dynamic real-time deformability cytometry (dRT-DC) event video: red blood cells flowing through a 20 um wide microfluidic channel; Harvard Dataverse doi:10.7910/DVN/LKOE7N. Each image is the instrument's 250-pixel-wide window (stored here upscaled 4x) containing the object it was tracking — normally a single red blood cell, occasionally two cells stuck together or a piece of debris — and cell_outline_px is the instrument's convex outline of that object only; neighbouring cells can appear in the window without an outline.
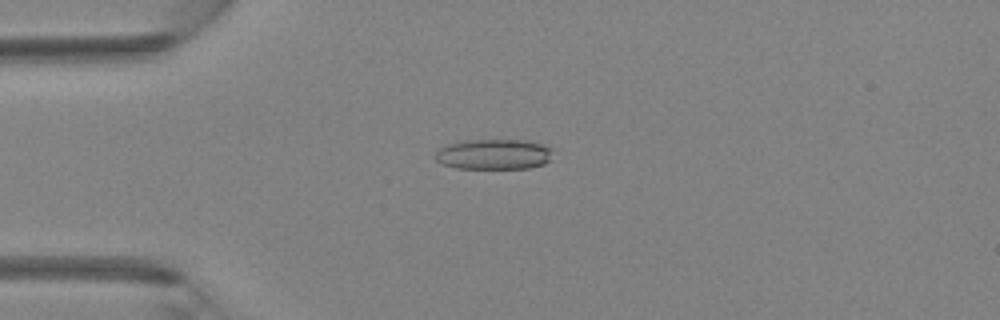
{"species": "Egyptian fruit bat (a non-hibernating species)", "species_latin": "Rousettus aegyptiacus", "temperature_condition": "room temperature", "stored_images_in_passage": 44, "camera_frame_rate_fps": 3000, "um_per_image_px": 0.085, "animal": {"sex": "female"}, "frame": {"image": 1, "passage_image": 11, "time_ms": 3.333, "image_size_px": [1000, 320], "cell_outline_px": [[552, 148], [548, 160], [544, 164], [528, 168], [456, 168], [444, 164], [436, 160], [436, 152], [440, 148], [448, 144], [464, 140], [524, 140], [540, 144]], "centroid_in_image_um": [41.95, 13.11], "position_along_channel_um": 43.0, "area_um2": 20.52}}
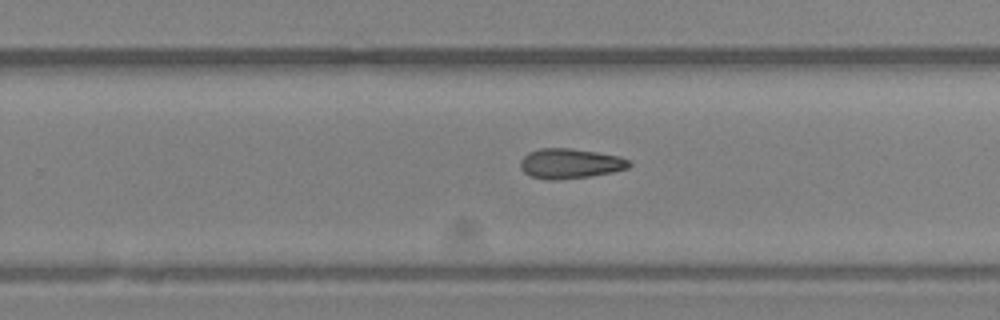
{"frame": {"image": 2, "passage_image": 28, "time_ms": 9.0, "image_size_px": [1000, 320], "cell_outline_px": [[632, 164], [628, 168], [612, 172], [592, 176], [556, 180], [548, 180], [528, 176], [520, 168], [520, 160], [528, 152], [540, 148], [568, 148], [596, 152], [620, 156], [628, 160]], "centroid_in_image_um": [48.43, 13.91], "position_along_channel_um": 281.4, "area_um2": 19.13}}
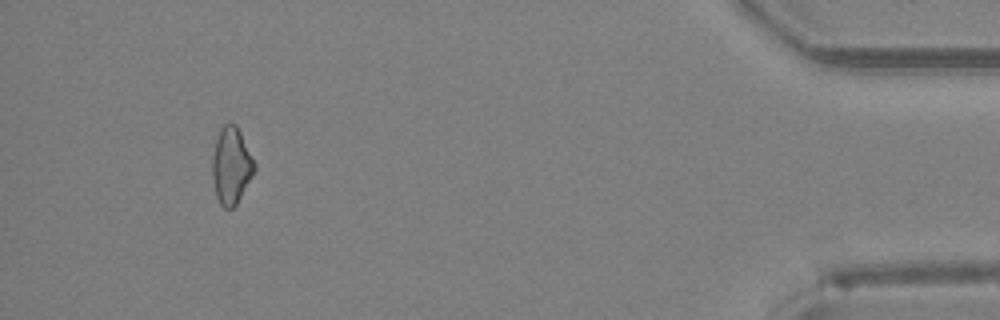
{"frame": {"image": 3, "passage_image": 41, "time_ms": 13.333, "image_size_px": [1000, 320], "cell_outline_px": [[256, 168], [252, 176], [236, 204], [232, 208], [224, 208], [220, 204], [216, 196], [212, 176], [212, 160], [216, 140], [220, 128], [224, 124], [236, 124], [256, 164]], "centroid_in_image_um": [19.65, 14.09], "position_along_channel_um": 415.5, "area_um2": 18.61}}